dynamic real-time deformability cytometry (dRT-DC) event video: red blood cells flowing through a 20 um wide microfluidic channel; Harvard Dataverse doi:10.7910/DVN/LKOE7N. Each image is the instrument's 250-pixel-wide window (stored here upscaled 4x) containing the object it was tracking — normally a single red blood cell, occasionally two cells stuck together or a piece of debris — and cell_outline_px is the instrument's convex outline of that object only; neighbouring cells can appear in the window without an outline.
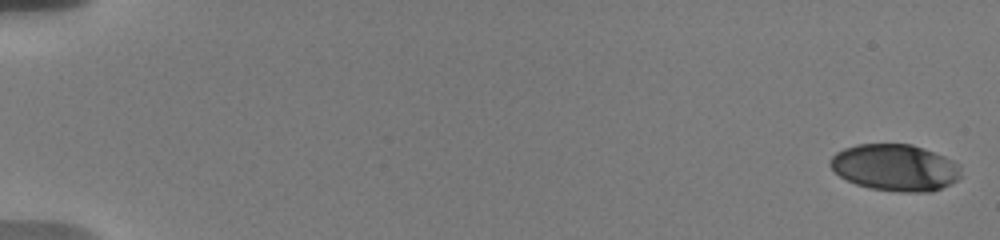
{"species": "human", "species_latin": "Homo sapiens", "temperature_condition": "warm", "stored_images_in_passage": 13, "camera_frame_rate_fps": 3000, "um_per_image_px": 0.085, "donor": {"sex": "male"}, "frame": {"image": 1, "passage_image": 1, "time_ms": 0.0, "image_size_px": [1000, 240], "cell_outline_px": [[960, 176], [956, 180], [932, 192], [900, 192], [872, 188], [856, 184], [840, 176], [828, 164], [832, 156], [836, 152], [844, 148], [856, 144], [912, 144], [924, 148], [944, 156], [960, 164]], "centroid_in_image_um": [76.08, 14.23], "position_along_channel_um": 8.9, "area_um2": 35.49}}
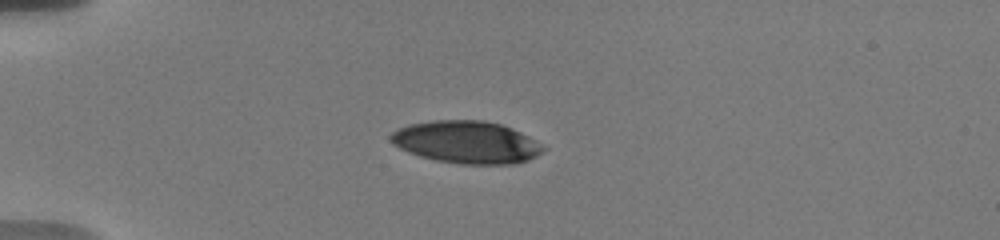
{"frame": {"image": 2, "passage_image": 9, "time_ms": 5.0, "image_size_px": [1000, 240], "cell_outline_px": [[548, 148], [536, 156], [528, 160], [516, 164], [460, 164], [436, 160], [420, 156], [408, 152], [392, 144], [388, 140], [388, 136], [392, 132], [408, 124], [432, 120], [484, 120], [500, 124], [512, 128], [528, 136]], "centroid_in_image_um": [39.64, 12.08], "position_along_channel_um": 45.4, "area_um2": 37.92}}
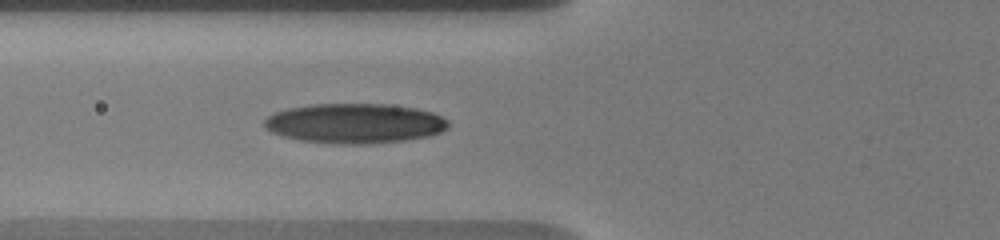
{"frame": {"image": 3, "passage_image": 13, "time_ms": 7.333, "image_size_px": [1000, 240], "cell_outline_px": [[448, 128], [440, 132], [428, 136], [404, 140], [368, 144], [336, 144], [300, 140], [284, 136], [272, 132], [264, 128], [264, 120], [268, 116], [276, 112], [288, 108], [312, 104], [388, 104], [416, 108], [432, 112], [448, 120]], "centroid_in_image_um": [30.15, 10.48], "position_along_channel_um": 95.7, "area_um2": 42.71}}